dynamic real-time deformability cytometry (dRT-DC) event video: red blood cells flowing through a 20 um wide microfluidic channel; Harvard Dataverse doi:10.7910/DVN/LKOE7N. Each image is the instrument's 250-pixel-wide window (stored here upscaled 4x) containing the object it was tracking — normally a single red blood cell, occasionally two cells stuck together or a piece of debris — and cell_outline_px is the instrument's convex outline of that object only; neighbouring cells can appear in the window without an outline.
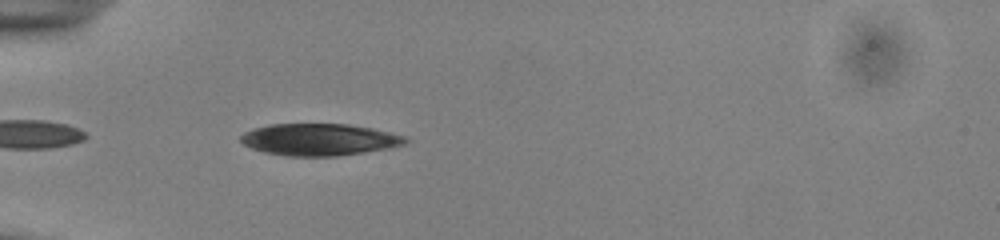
{"species": "common noctule bat (a hibernating species)", "species_latin": "Nyctalus noctula", "temperature_condition": "cold", "stored_images_in_passage": 38, "camera_frame_rate_fps": 3000, "um_per_image_px": 0.085, "animal": {"sex": "male", "body_mass_g": 13.0, "forearm_length_mm": 53.1}, "frame": {"image": 1, "passage_image": 4, "time_ms": 1.0, "image_size_px": [1000, 240], "cell_outline_px": [[412, 140], [404, 144], [388, 148], [364, 152], [336, 156], [288, 156], [264, 152], [252, 148], [244, 144], [240, 140], [240, 136], [244, 132], [252, 128], [268, 124], [348, 124], [372, 128], [408, 136]], "centroid_in_image_um": [27.16, 11.85], "position_along_channel_um": 57.8, "area_um2": 30.81}}
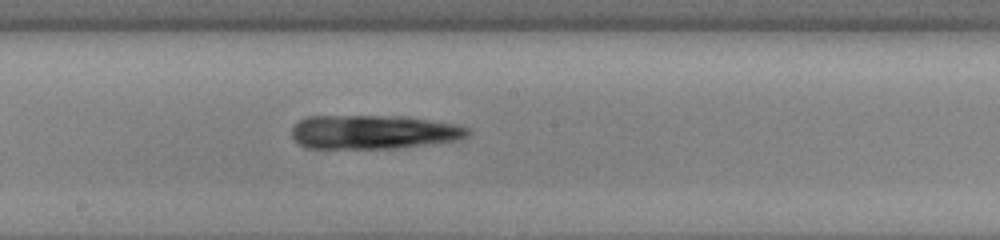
{"frame": {"image": 2, "passage_image": 17, "time_ms": 5.333, "image_size_px": [1000, 240], "cell_outline_px": [[472, 132], [468, 136], [460, 140], [396, 148], [308, 148], [300, 144], [292, 136], [292, 128], [300, 120], [308, 116], [408, 116], [460, 124], [468, 128]], "centroid_in_image_um": [31.83, 11.21], "position_along_channel_um": 216.4, "area_um2": 35.14}}
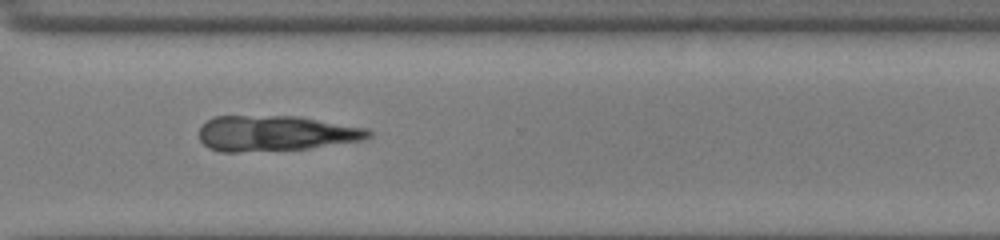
{"frame": {"image": 3, "passage_image": 27, "time_ms": 8.667, "image_size_px": [1000, 240], "cell_outline_px": [[372, 136], [364, 140], [312, 148], [240, 152], [220, 152], [208, 148], [200, 140], [200, 128], [208, 120], [216, 116], [300, 116], [368, 128], [372, 132]], "centroid_in_image_um": [23.47, 11.34], "position_along_channel_um": 347.1, "area_um2": 35.32}}